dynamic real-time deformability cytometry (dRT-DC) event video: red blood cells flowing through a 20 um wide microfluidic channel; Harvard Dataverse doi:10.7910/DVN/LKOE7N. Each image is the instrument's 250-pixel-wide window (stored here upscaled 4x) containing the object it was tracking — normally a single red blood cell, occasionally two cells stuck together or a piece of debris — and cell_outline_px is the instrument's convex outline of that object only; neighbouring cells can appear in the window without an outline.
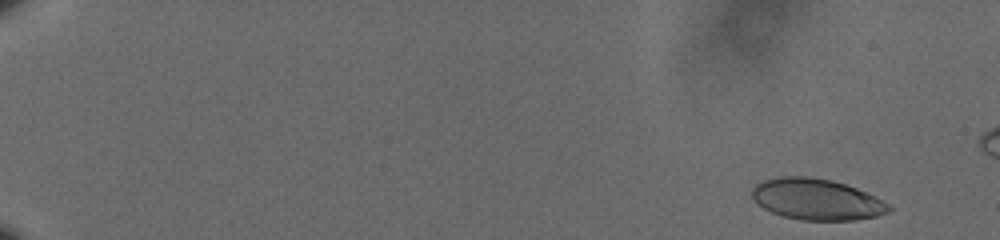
{"species": "human", "species_latin": "Homo sapiens", "temperature_condition": "cold", "stored_images_in_passage": 11, "camera_frame_rate_fps": 3000, "um_per_image_px": 0.085, "donor": {"sex": "male"}, "frame": {"image": 1, "passage_image": 2, "time_ms": 0.333, "image_size_px": [1000, 240], "cell_outline_px": [[892, 212], [876, 216], [856, 220], [800, 220], [784, 216], [772, 212], [764, 208], [752, 200], [752, 188], [756, 184], [764, 180], [780, 176], [808, 176], [832, 180], [856, 188], [888, 204], [892, 208]], "centroid_in_image_um": [69.39, 16.95], "position_along_channel_um": 15.6, "area_um2": 32.71}}